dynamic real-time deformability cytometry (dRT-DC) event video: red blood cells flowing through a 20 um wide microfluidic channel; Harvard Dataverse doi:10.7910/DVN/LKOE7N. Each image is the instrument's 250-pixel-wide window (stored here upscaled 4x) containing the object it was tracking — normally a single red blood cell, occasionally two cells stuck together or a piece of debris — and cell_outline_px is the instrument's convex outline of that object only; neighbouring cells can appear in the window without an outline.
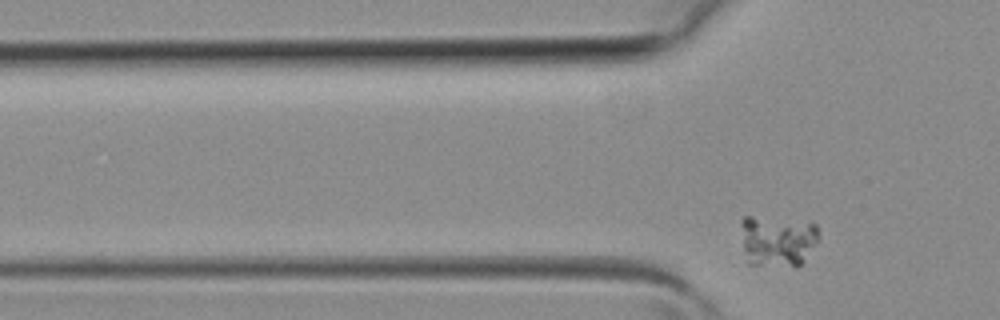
{"species": "common noctule bat (a hibernating species)", "species_latin": "Nyctalus noctula", "temperature_condition": "room temperature", "stored_images_in_passage": 6, "segment_of_instrument_passage": [2, 2], "camera_frame_rate_fps": 3000, "um_per_image_px": 0.085, "animal": {"sex": "female", "body_mass_g": 19.3, "forearm_length_mm": 54.1}, "frame": {"image": 1, "passage_image": 6, "time_ms": 1.667, "image_size_px": [1000, 320], "cell_outline_px": [[820, 236], [804, 260], [796, 268], [748, 264], [744, 248], [740, 224], [740, 220], [744, 216], [752, 216], [816, 224], [820, 232]], "centroid_in_image_um": [66.07, 20.5], "position_along_channel_um": 59.7, "area_um2": 23.29}}